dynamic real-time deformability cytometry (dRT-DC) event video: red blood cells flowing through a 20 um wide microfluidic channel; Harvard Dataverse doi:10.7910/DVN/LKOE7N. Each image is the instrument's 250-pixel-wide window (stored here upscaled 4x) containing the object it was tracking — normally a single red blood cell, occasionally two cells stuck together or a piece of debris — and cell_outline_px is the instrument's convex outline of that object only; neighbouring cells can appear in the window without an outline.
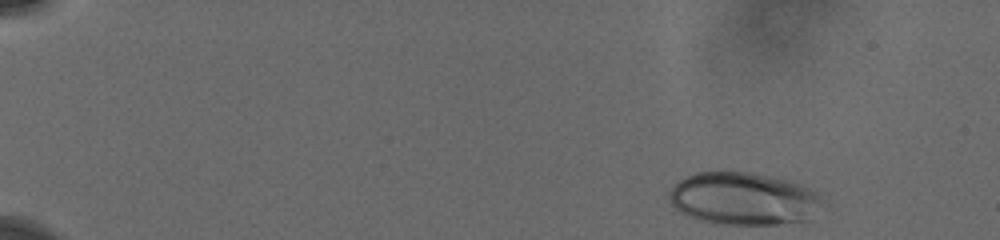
{"species": "human", "species_latin": "Homo sapiens", "temperature_condition": "cold", "stored_images_in_passage": 13, "camera_frame_rate_fps": 3000, "um_per_image_px": 0.085, "donor": {"sex": "male"}, "frame": {"image": 1, "passage_image": 1, "time_ms": 0.0, "image_size_px": [1000, 240], "cell_outline_px": [[820, 196], [808, 220], [776, 224], [716, 224], [700, 220], [688, 216], [680, 212], [668, 200], [668, 192], [680, 180], [696, 172], [752, 172], [776, 176], [800, 184], [808, 188]], "centroid_in_image_um": [63.11, 16.88], "position_along_channel_um": 21.9, "area_um2": 46.41}}